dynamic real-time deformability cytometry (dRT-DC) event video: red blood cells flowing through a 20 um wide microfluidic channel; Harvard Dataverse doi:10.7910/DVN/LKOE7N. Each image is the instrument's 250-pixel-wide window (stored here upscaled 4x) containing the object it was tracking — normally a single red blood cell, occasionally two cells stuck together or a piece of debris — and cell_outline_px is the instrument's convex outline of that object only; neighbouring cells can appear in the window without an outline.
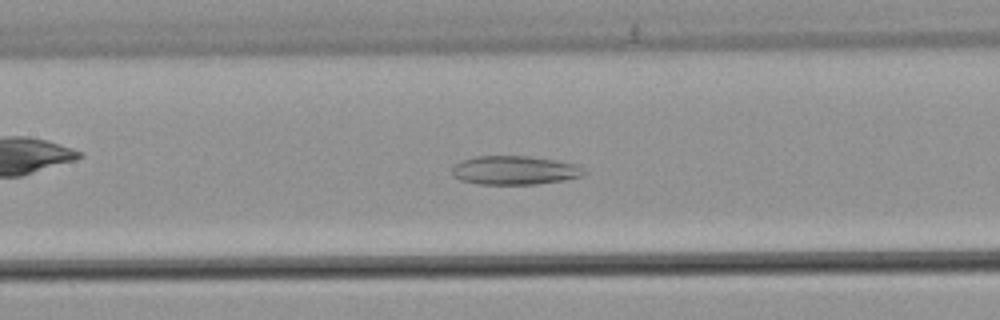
{"species": "common noctule bat (a hibernating species)", "species_latin": "Nyctalus noctula", "temperature_condition": "warm", "stored_images_in_passage": 45, "camera_frame_rate_fps": 3000, "um_per_image_px": 0.085, "animal": {"sex": "male", "body_mass_g": 21.5, "forearm_length_mm": 52.0}, "frame": {"image": 1, "passage_image": 17, "time_ms": 5.333, "image_size_px": [1000, 320], "cell_outline_px": [[588, 172], [584, 176], [564, 180], [536, 184], [480, 184], [460, 180], [452, 176], [452, 168], [460, 160], [476, 156], [528, 156], [556, 160], [576, 164], [584, 168]], "centroid_in_image_um": [43.77, 14.47], "position_along_channel_um": 163.6, "area_um2": 22.37}}
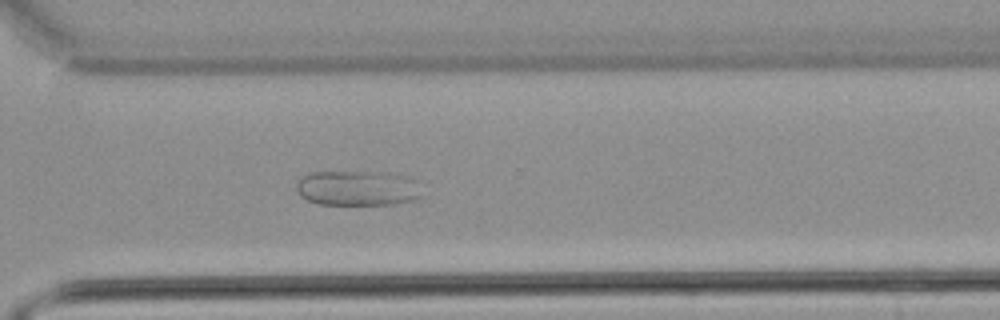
{"frame": {"image": 2, "passage_image": 31, "time_ms": 10.0, "image_size_px": [1000, 320], "cell_outline_px": [[428, 196], [412, 200], [392, 204], [320, 204], [308, 200], [300, 196], [296, 188], [296, 184], [304, 176], [312, 172], [392, 172], [412, 176], [416, 180]], "centroid_in_image_um": [30.53, 15.98], "position_along_channel_um": 340.1, "area_um2": 26.24}}
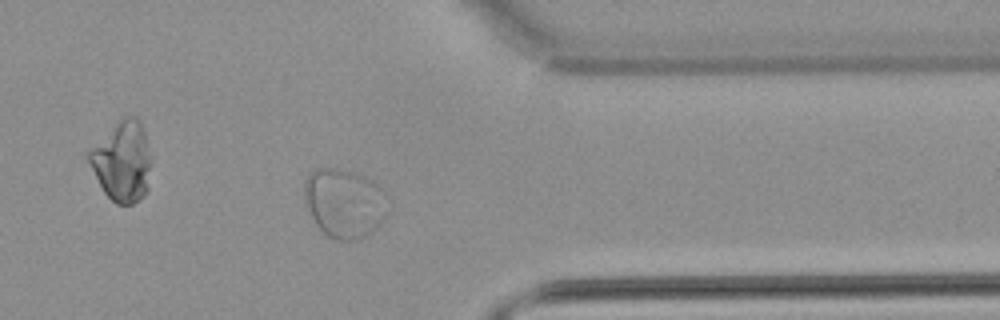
{"frame": {"image": 3, "passage_image": 35, "time_ms": 11.333, "image_size_px": [1000, 320], "cell_outline_px": [[388, 212], [384, 220], [372, 232], [356, 240], [336, 240], [328, 236], [316, 224], [308, 208], [304, 192], [304, 180], [316, 168], [336, 168], [364, 176], [372, 180], [384, 192]], "centroid_in_image_um": [29.28, 17.27], "position_along_channel_um": 382.1, "area_um2": 33.35}}